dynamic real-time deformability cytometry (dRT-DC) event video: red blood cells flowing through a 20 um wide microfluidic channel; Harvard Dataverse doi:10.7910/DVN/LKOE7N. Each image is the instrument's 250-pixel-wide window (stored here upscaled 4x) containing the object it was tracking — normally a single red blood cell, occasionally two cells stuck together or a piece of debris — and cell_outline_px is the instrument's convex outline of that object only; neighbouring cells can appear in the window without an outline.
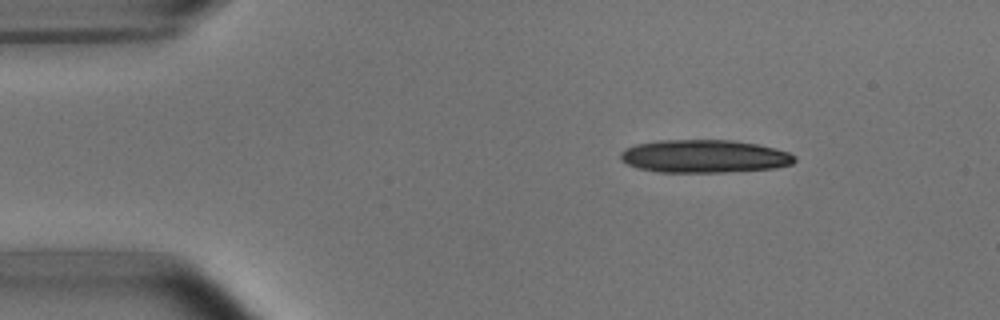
{"species": "common noctule bat (a hibernating species)", "species_latin": "Nyctalus noctula", "temperature_condition": "room temperature", "stored_images_in_passage": 5, "segment_of_instrument_passage": [1, 2], "camera_frame_rate_fps": 3000, "um_per_image_px": 0.085, "animal": {"sex": "male", "body_mass_g": 15.6}, "frame": {"image": 1, "passage_image": 2, "time_ms": 1.0, "image_size_px": [1000, 320], "cell_outline_px": [[796, 160], [792, 164], [776, 168], [724, 172], [656, 172], [636, 168], [620, 160], [620, 152], [624, 148], [636, 144], [656, 140], [732, 140], [760, 144], [776, 148], [788, 152], [796, 156]], "centroid_in_image_um": [59.85, 13.28], "position_along_channel_um": 25.1, "area_um2": 33.87}}